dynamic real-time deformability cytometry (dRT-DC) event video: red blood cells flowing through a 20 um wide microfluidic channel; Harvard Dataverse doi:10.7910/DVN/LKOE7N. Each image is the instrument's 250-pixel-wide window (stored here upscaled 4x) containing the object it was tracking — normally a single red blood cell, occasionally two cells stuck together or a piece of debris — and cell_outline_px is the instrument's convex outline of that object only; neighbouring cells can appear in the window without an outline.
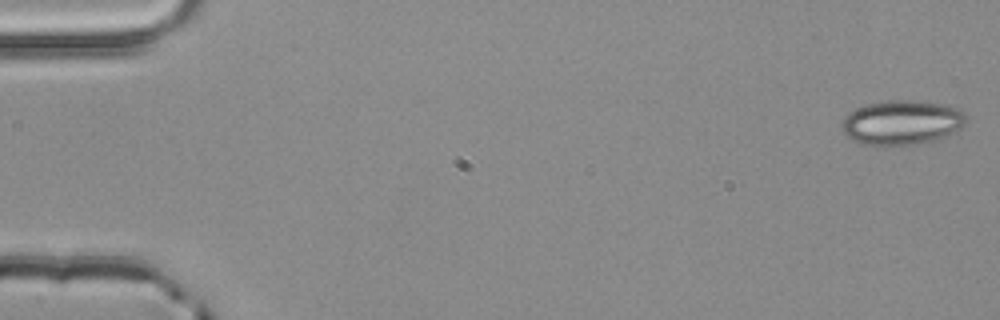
{"species": "common noctule bat (a hibernating species)", "species_latin": "Nyctalus noctula", "temperature_condition": "room temperature", "stored_images_in_passage": 4, "camera_frame_rate_fps": 3000, "um_per_image_px": 0.085, "animal": {"sex": "male", "body_mass_g": 20.4}, "frame": {"image": 1, "passage_image": 1, "time_ms": 0.0, "image_size_px": [1000, 320], "cell_outline_px": [[968, 120], [960, 128], [936, 140], [912, 144], [868, 144], [852, 140], [840, 128], [844, 120], [856, 108], [868, 104], [888, 100], [912, 100], [940, 104], [956, 108], [964, 112]], "centroid_in_image_um": [76.68, 10.4], "position_along_channel_um": 8.3, "area_um2": 31.5}}
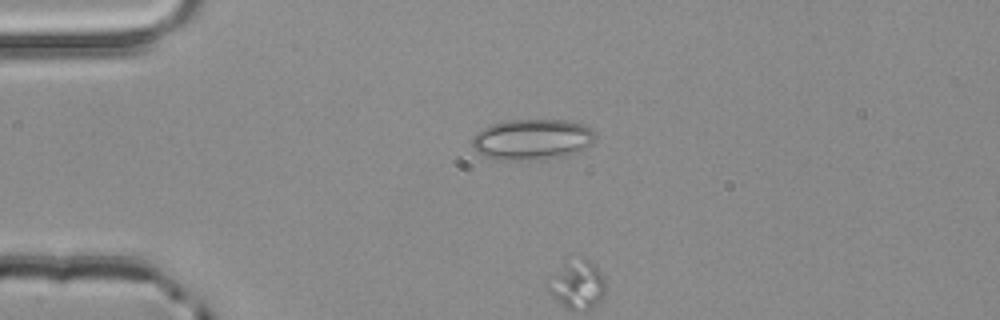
{"frame": {"image": 2, "passage_image": 3, "time_ms": 0.667, "image_size_px": [1000, 320], "cell_outline_px": [[596, 136], [588, 144], [576, 152], [564, 156], [540, 160], [504, 160], [484, 156], [476, 152], [472, 144], [472, 136], [476, 132], [492, 124], [512, 120], [568, 120], [584, 124], [592, 128], [596, 132]], "centroid_in_image_um": [45.22, 11.85], "position_along_channel_um": 39.8, "area_um2": 29.3}}